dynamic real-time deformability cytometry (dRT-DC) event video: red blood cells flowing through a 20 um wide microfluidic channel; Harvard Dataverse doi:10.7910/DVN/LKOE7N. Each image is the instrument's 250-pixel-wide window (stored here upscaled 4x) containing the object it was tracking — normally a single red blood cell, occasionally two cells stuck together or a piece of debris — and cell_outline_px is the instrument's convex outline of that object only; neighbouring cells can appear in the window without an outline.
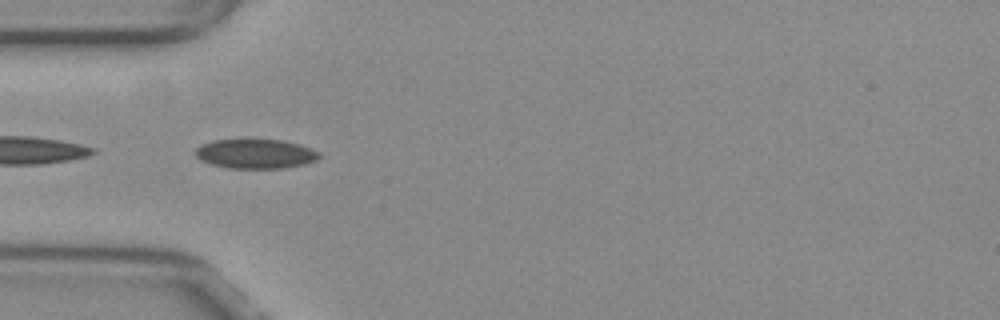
{"species": "common noctule bat (a hibernating species)", "species_latin": "Nyctalus noctula", "temperature_condition": "warm", "stored_images_in_passage": 34, "camera_frame_rate_fps": 3000, "um_per_image_px": 0.085, "animal": {"sex": "female", "body_mass_g": 29.2, "forearm_length_mm": 56.3}, "frame": {"image": 1, "passage_image": 6, "time_ms": 1.667, "image_size_px": [1000, 320], "cell_outline_px": [[320, 156], [316, 160], [304, 164], [284, 168], [228, 168], [212, 164], [200, 160], [192, 152], [200, 144], [212, 140], [280, 140], [296, 144], [320, 152]], "centroid_in_image_um": [21.65, 13.08], "position_along_channel_um": 63.3, "area_um2": 21.1}}
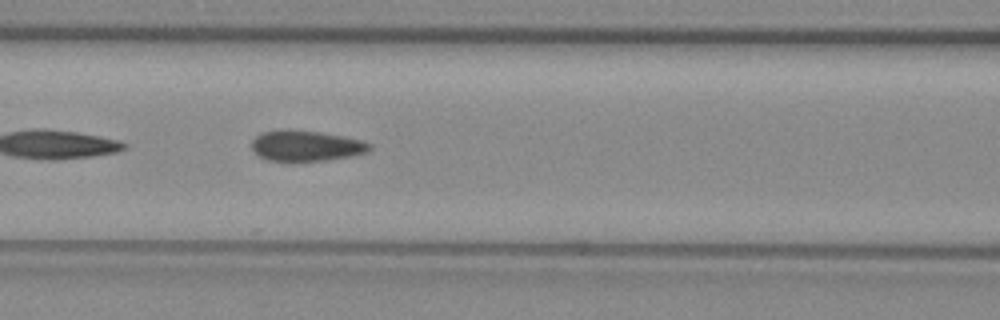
{"frame": {"image": 2, "passage_image": 12, "time_ms": 3.667, "image_size_px": [1000, 320], "cell_outline_px": [[372, 148], [368, 152], [352, 156], [328, 160], [268, 160], [260, 156], [252, 148], [252, 140], [260, 132], [280, 128], [288, 128], [320, 132], [360, 140], [372, 144]], "centroid_in_image_um": [26.01, 12.36], "position_along_channel_um": 140.6, "area_um2": 21.1}}
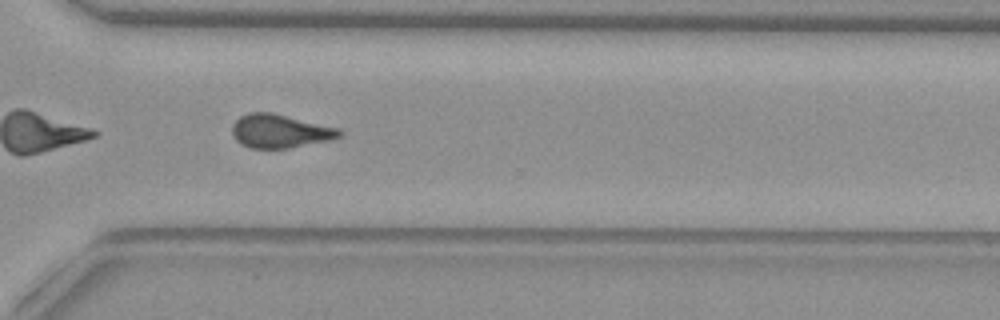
{"frame": {"image": 3, "passage_image": 28, "time_ms": 9.0, "image_size_px": [1000, 320], "cell_outline_px": [[344, 132], [340, 136], [332, 140], [288, 148], [248, 148], [240, 144], [236, 140], [232, 132], [232, 124], [240, 116], [248, 112], [272, 112], [340, 128]], "centroid_in_image_um": [23.81, 11.14], "position_along_channel_um": 346.8, "area_um2": 21.21}, "authors_computed_cell_mechanics": {"area_um2": 21.5594, "velocity_mm_per_s": 3.8718, "shape_relaxation_time_tau1_ms": null, "shape_relaxation_time_tau2_ms": 1.6273, "deformation_change_tau1": null, "deformation_change_tau2": 0.0616}}